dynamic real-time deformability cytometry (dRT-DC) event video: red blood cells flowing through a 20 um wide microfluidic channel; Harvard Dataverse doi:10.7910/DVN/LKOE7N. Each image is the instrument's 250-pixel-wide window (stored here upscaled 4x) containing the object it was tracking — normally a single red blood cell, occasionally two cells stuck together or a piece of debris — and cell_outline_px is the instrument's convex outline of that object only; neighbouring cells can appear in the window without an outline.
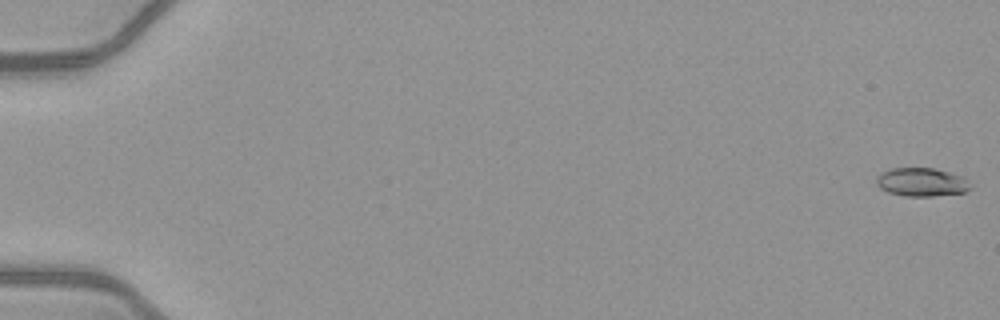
{"species": "common noctule bat (a hibernating species)", "species_latin": "Nyctalus noctula", "temperature_condition": "warm", "stored_images_in_passage": 52, "camera_frame_rate_fps": 3000, "um_per_image_px": 0.085, "animal": {"sex": "female", "body_mass_g": 21.9}, "frame": {"image": 1, "passage_image": 1, "time_ms": 0.0, "image_size_px": [1000, 320], "cell_outline_px": [[972, 188], [964, 192], [932, 196], [904, 196], [888, 192], [880, 188], [876, 184], [876, 176], [880, 172], [892, 168], [932, 168], [964, 176], [972, 184]], "centroid_in_image_um": [78.34, 15.48], "position_along_channel_um": 6.7, "area_um2": 15.78}}
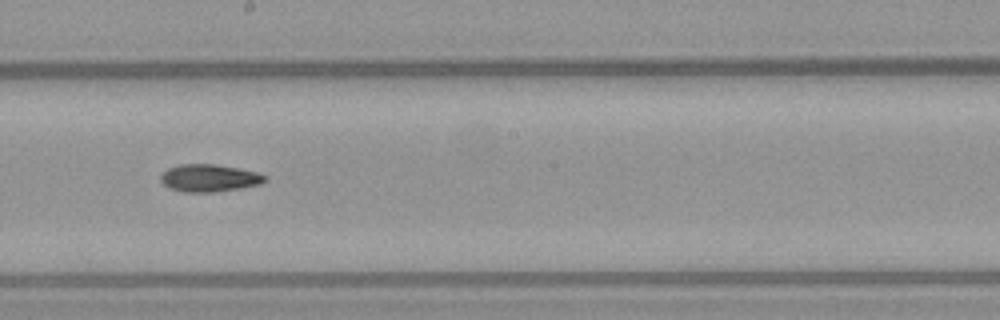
{"frame": {"image": 2, "passage_image": 31, "time_ms": 10.0, "image_size_px": [1000, 320], "cell_outline_px": [[268, 180], [260, 184], [240, 188], [212, 192], [184, 192], [168, 188], [160, 180], [160, 176], [168, 168], [180, 164], [216, 164], [240, 168], [256, 172], [268, 176]], "centroid_in_image_um": [17.8, 15.13], "position_along_channel_um": 230.4, "area_um2": 16.76}}
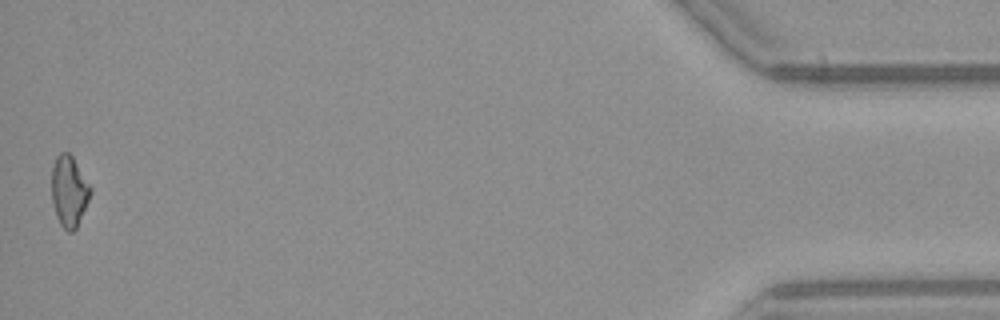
{"frame": {"image": 3, "passage_image": 52, "time_ms": 17.0, "image_size_px": [1000, 320], "cell_outline_px": [[92, 192], [76, 228], [72, 232], [68, 232], [60, 224], [56, 216], [52, 200], [52, 168], [56, 156], [60, 152], [68, 152], [72, 156], [92, 188]], "centroid_in_image_um": [5.87, 16.24], "position_along_channel_um": 429.3, "area_um2": 15.95}}